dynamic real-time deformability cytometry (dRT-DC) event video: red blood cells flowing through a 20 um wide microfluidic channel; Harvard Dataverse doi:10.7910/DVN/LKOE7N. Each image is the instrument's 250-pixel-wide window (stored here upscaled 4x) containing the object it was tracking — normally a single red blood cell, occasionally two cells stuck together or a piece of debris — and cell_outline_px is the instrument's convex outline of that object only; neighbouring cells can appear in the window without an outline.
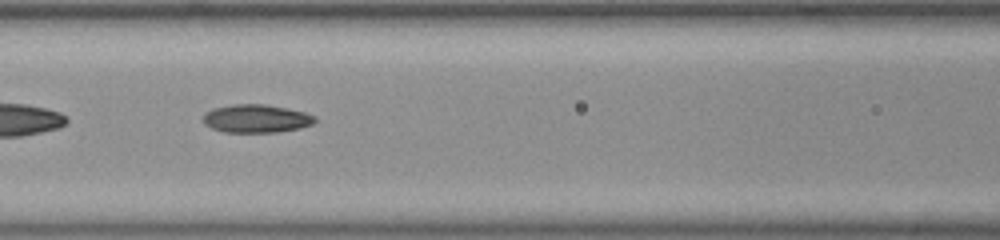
{"species": "common noctule bat (a hibernating species)", "species_latin": "Nyctalus noctula", "temperature_condition": "room temperature", "stored_images_in_passage": 36, "camera_frame_rate_fps": 3000, "um_per_image_px": 0.085, "animal": {"sex": "female", "body_mass_g": 23.0, "forearm_length_mm": 53.4}, "frame": {"image": 1, "passage_image": 6, "time_ms": 1.667, "image_size_px": [1000, 240], "cell_outline_px": [[316, 120], [312, 124], [300, 128], [276, 132], [224, 132], [212, 128], [204, 124], [204, 112], [212, 108], [232, 104], [264, 104], [288, 108], [304, 112], [316, 116]], "centroid_in_image_um": [21.77, 10.07], "position_along_channel_um": 144.8, "area_um2": 18.44}}
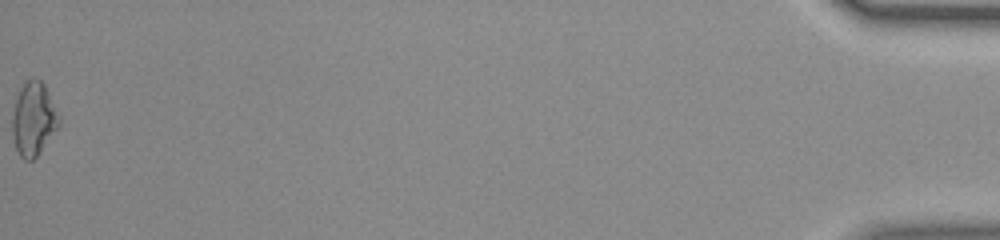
{"frame": {"image": 2, "passage_image": 36, "time_ms": 11.667, "image_size_px": [1000, 240], "cell_outline_px": [[60, 124], [36, 156], [32, 160], [24, 160], [20, 156], [16, 148], [12, 132], [12, 116], [16, 100], [20, 88], [24, 80], [32, 76], [40, 80], [44, 84], [60, 120]], "centroid_in_image_um": [2.82, 10.08], "position_along_channel_um": 432.4, "area_um2": 19.65}}